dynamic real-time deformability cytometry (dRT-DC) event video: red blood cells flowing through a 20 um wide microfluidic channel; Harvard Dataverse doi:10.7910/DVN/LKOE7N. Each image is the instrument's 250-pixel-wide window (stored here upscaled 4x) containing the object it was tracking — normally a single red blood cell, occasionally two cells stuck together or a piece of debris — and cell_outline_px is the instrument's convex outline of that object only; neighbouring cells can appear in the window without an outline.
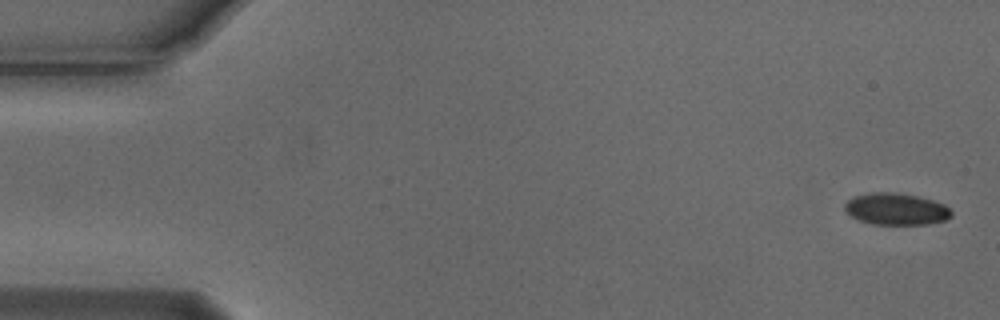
{"species": "Egyptian fruit bat (a non-hibernating species)", "species_latin": "Rousettus aegyptiacus", "temperature_condition": "cold", "stored_images_in_passage": 5, "camera_frame_rate_fps": 3000, "um_per_image_px": 0.085, "animal": {"sex": "male"}, "frame": {"image": 1, "passage_image": 1, "time_ms": 0.0, "image_size_px": [1000, 320], "cell_outline_px": [[952, 216], [944, 220], [928, 224], [872, 224], [860, 220], [852, 216], [844, 208], [844, 204], [848, 200], [856, 196], [872, 192], [888, 192], [916, 196], [932, 200], [944, 204], [952, 212]], "centroid_in_image_um": [76.18, 17.77], "position_along_channel_um": 8.8, "area_um2": 19.42}}
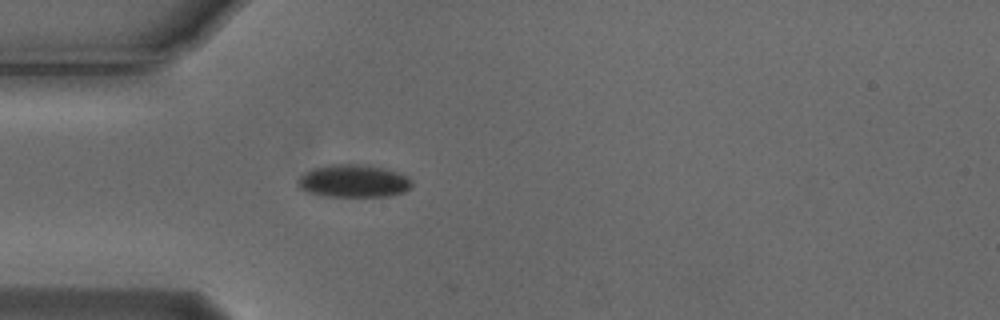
{"frame": {"image": 2, "passage_image": 5, "time_ms": 1.333, "image_size_px": [1000, 320], "cell_outline_px": [[412, 184], [404, 192], [388, 196], [328, 196], [308, 192], [300, 188], [296, 184], [296, 180], [304, 172], [312, 168], [328, 164], [368, 164], [400, 172], [408, 176], [412, 180]], "centroid_in_image_um": [30.04, 15.36], "position_along_channel_um": 55.0, "area_um2": 22.02}}